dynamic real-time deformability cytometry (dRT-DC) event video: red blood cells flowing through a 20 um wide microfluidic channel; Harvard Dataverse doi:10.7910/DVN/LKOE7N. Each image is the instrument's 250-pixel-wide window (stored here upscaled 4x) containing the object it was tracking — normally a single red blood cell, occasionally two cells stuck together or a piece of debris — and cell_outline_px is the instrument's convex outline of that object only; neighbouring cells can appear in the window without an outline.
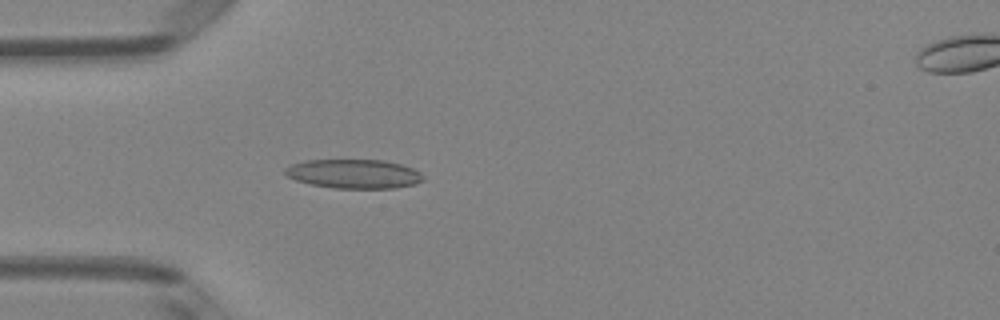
{"species": "Egyptian fruit bat (a non-hibernating species)", "species_latin": "Rousettus aegyptiacus", "temperature_condition": "room temperature", "stored_images_in_passage": 49, "camera_frame_rate_fps": 3000, "um_per_image_px": 0.085, "animal": {"sex": "female"}, "frame": {"image": 1, "passage_image": 14, "time_ms": 4.333, "image_size_px": [1000, 320], "cell_outline_px": [[424, 180], [412, 184], [396, 188], [332, 188], [312, 184], [296, 180], [288, 176], [284, 172], [284, 168], [292, 164], [304, 160], [384, 160], [400, 164], [412, 168], [420, 172], [424, 176]], "centroid_in_image_um": [30.08, 14.77], "position_along_channel_um": 54.9, "area_um2": 23.35}}
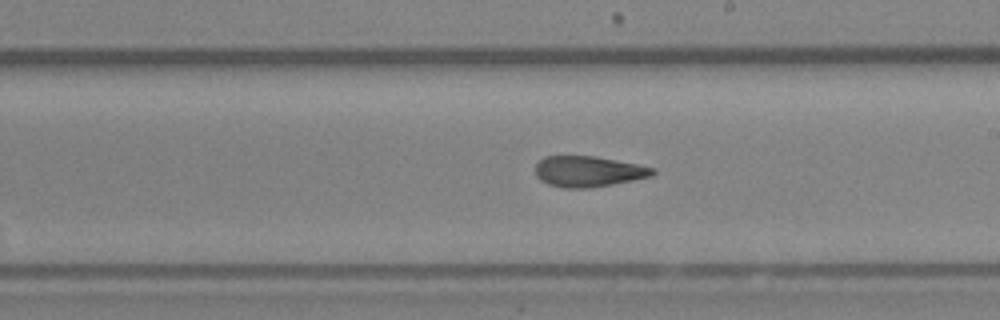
{"frame": {"image": 2, "passage_image": 28, "time_ms": 9.0, "image_size_px": [1000, 320], "cell_outline_px": [[656, 172], [652, 176], [612, 184], [588, 188], [564, 188], [548, 184], [540, 180], [536, 176], [536, 164], [544, 156], [596, 156], [656, 168]], "centroid_in_image_um": [50.0, 14.57], "position_along_channel_um": 239.0, "area_um2": 20.98}}
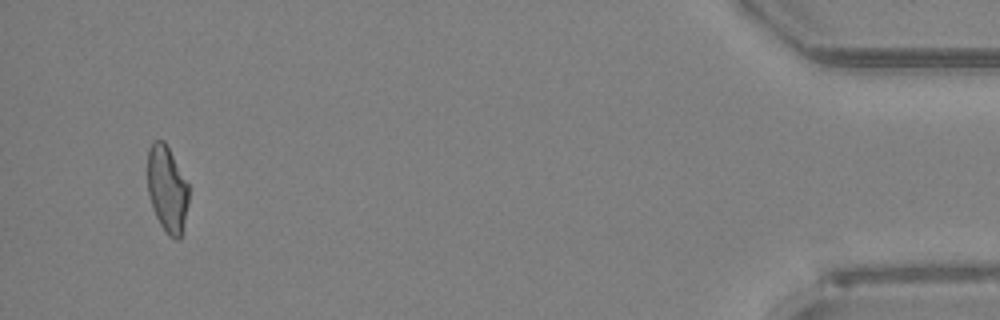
{"frame": {"image": 3, "passage_image": 47, "time_ms": 15.333, "image_size_px": [1000, 320], "cell_outline_px": [[188, 204], [180, 236], [176, 240], [168, 236], [160, 224], [156, 216], [148, 192], [148, 148], [152, 140], [164, 140], [188, 184]], "centroid_in_image_um": [14.19, 16.04], "position_along_channel_um": 421.0, "area_um2": 20.4}, "authors_computed_cell_mechanics": {"area_um2": 21.7906, "velocity_mm_per_s": 4.0931, "shape_relaxation_time_tau1_ms": null, "shape_relaxation_time_tau2_ms": 2.7798, "deformation_change_tau1": null, "deformation_change_tau2": 0.1161}}